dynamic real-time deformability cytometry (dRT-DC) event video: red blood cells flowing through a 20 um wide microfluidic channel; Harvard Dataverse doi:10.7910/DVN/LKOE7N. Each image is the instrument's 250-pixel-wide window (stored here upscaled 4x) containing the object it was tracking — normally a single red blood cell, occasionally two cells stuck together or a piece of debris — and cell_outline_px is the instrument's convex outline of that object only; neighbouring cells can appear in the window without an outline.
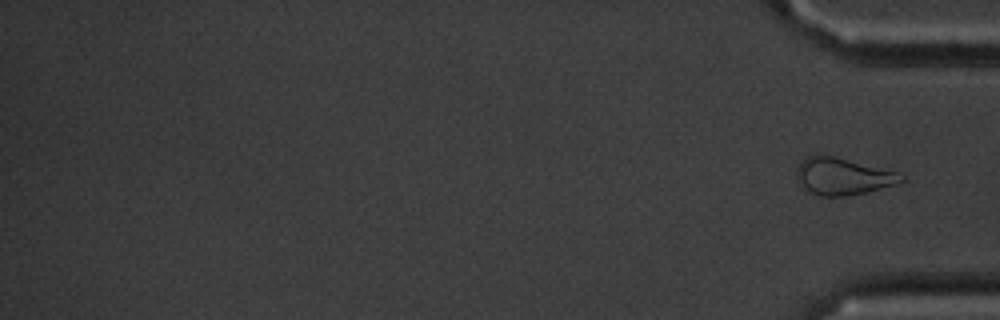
{"species": "common noctule bat (a hibernating species)", "species_latin": "Nyctalus noctula", "temperature_condition": "cold", "stored_images_in_passage": 52, "segment_of_instrument_passage": [2, 2], "camera_frame_rate_fps": 3000, "um_per_image_px": 0.085, "animal": {"sex": "male", "body_mass_g": 20.1, "forearm_length_mm": 53.5}, "frame": {"image": 1, "passage_image": 52, "time_ms": 17.0, "image_size_px": [1000, 320], "cell_outline_px": [[904, 180], [896, 184], [868, 192], [848, 196], [820, 196], [808, 192], [804, 188], [796, 176], [796, 168], [800, 160], [812, 152], [832, 156], [896, 172], [904, 176]], "centroid_in_image_um": [71.56, 14.98], "position_along_channel_um": 363.6, "area_um2": 22.66}}